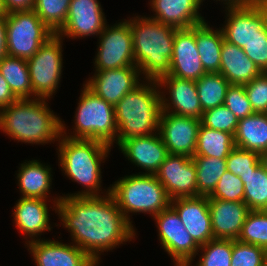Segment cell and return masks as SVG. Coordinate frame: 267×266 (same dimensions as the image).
Instances as JSON below:
<instances>
[{
  "label": "cell",
  "instance_id": "6da1fadb",
  "mask_svg": "<svg viewBox=\"0 0 267 266\" xmlns=\"http://www.w3.org/2000/svg\"><path fill=\"white\" fill-rule=\"evenodd\" d=\"M60 224L70 233L71 243L81 248L97 265L104 252L136 239L137 229L124 217L111 194L62 196L57 205ZM102 253V254H101Z\"/></svg>",
  "mask_w": 267,
  "mask_h": 266
},
{
  "label": "cell",
  "instance_id": "7a4b0ae2",
  "mask_svg": "<svg viewBox=\"0 0 267 266\" xmlns=\"http://www.w3.org/2000/svg\"><path fill=\"white\" fill-rule=\"evenodd\" d=\"M58 144V145H57ZM58 166L64 176L83 188L75 193L63 194V196H102L110 194V186L102 188V169L109 157L110 145L93 139H73L61 135L56 143Z\"/></svg>",
  "mask_w": 267,
  "mask_h": 266
},
{
  "label": "cell",
  "instance_id": "3957f363",
  "mask_svg": "<svg viewBox=\"0 0 267 266\" xmlns=\"http://www.w3.org/2000/svg\"><path fill=\"white\" fill-rule=\"evenodd\" d=\"M48 99H18L1 109L0 130L18 143L45 145L59 142L62 118Z\"/></svg>",
  "mask_w": 267,
  "mask_h": 266
},
{
  "label": "cell",
  "instance_id": "277c9868",
  "mask_svg": "<svg viewBox=\"0 0 267 266\" xmlns=\"http://www.w3.org/2000/svg\"><path fill=\"white\" fill-rule=\"evenodd\" d=\"M135 65L144 80H158L170 71L176 28L148 16H129Z\"/></svg>",
  "mask_w": 267,
  "mask_h": 266
},
{
  "label": "cell",
  "instance_id": "5b68a950",
  "mask_svg": "<svg viewBox=\"0 0 267 266\" xmlns=\"http://www.w3.org/2000/svg\"><path fill=\"white\" fill-rule=\"evenodd\" d=\"M117 146L125 139L153 135L159 130L162 111L157 80H145L115 106Z\"/></svg>",
  "mask_w": 267,
  "mask_h": 266
},
{
  "label": "cell",
  "instance_id": "8992f818",
  "mask_svg": "<svg viewBox=\"0 0 267 266\" xmlns=\"http://www.w3.org/2000/svg\"><path fill=\"white\" fill-rule=\"evenodd\" d=\"M110 194L132 226H134L131 219L133 214L144 213L153 218L162 210L167 209L171 202L156 175L138 173L124 175L110 184Z\"/></svg>",
  "mask_w": 267,
  "mask_h": 266
},
{
  "label": "cell",
  "instance_id": "52a82bcc",
  "mask_svg": "<svg viewBox=\"0 0 267 266\" xmlns=\"http://www.w3.org/2000/svg\"><path fill=\"white\" fill-rule=\"evenodd\" d=\"M81 88L72 122L73 131L62 120V135L73 139L99 140L116 147L117 122L114 106L92 92L84 83Z\"/></svg>",
  "mask_w": 267,
  "mask_h": 266
},
{
  "label": "cell",
  "instance_id": "ba28073f",
  "mask_svg": "<svg viewBox=\"0 0 267 266\" xmlns=\"http://www.w3.org/2000/svg\"><path fill=\"white\" fill-rule=\"evenodd\" d=\"M63 41L54 34L27 59L33 98L50 100L57 93L63 78Z\"/></svg>",
  "mask_w": 267,
  "mask_h": 266
},
{
  "label": "cell",
  "instance_id": "9c48e42d",
  "mask_svg": "<svg viewBox=\"0 0 267 266\" xmlns=\"http://www.w3.org/2000/svg\"><path fill=\"white\" fill-rule=\"evenodd\" d=\"M7 55L31 58L51 36V31L34 10L5 14Z\"/></svg>",
  "mask_w": 267,
  "mask_h": 266
},
{
  "label": "cell",
  "instance_id": "30bf717a",
  "mask_svg": "<svg viewBox=\"0 0 267 266\" xmlns=\"http://www.w3.org/2000/svg\"><path fill=\"white\" fill-rule=\"evenodd\" d=\"M118 21L113 25L106 24L98 35L97 51L93 60L94 71L136 66L129 17Z\"/></svg>",
  "mask_w": 267,
  "mask_h": 266
},
{
  "label": "cell",
  "instance_id": "8fae6325",
  "mask_svg": "<svg viewBox=\"0 0 267 266\" xmlns=\"http://www.w3.org/2000/svg\"><path fill=\"white\" fill-rule=\"evenodd\" d=\"M161 248L173 260L174 266L193 264L200 246L187 232L177 212L169 206L153 217Z\"/></svg>",
  "mask_w": 267,
  "mask_h": 266
},
{
  "label": "cell",
  "instance_id": "7c38bea8",
  "mask_svg": "<svg viewBox=\"0 0 267 266\" xmlns=\"http://www.w3.org/2000/svg\"><path fill=\"white\" fill-rule=\"evenodd\" d=\"M225 21L222 29L224 40L244 48L267 25V6L248 4L224 7Z\"/></svg>",
  "mask_w": 267,
  "mask_h": 266
},
{
  "label": "cell",
  "instance_id": "4fadbf2b",
  "mask_svg": "<svg viewBox=\"0 0 267 266\" xmlns=\"http://www.w3.org/2000/svg\"><path fill=\"white\" fill-rule=\"evenodd\" d=\"M58 203L53 200L24 197H20L16 201L12 211L13 222L16 230L25 236L23 237L26 240L24 241L25 244L41 240V235H44V232H51L53 225L49 212L52 209L56 214Z\"/></svg>",
  "mask_w": 267,
  "mask_h": 266
},
{
  "label": "cell",
  "instance_id": "5bb4252c",
  "mask_svg": "<svg viewBox=\"0 0 267 266\" xmlns=\"http://www.w3.org/2000/svg\"><path fill=\"white\" fill-rule=\"evenodd\" d=\"M155 175L170 200L198 196L196 166L192 157L169 154Z\"/></svg>",
  "mask_w": 267,
  "mask_h": 266
},
{
  "label": "cell",
  "instance_id": "9a60e30c",
  "mask_svg": "<svg viewBox=\"0 0 267 266\" xmlns=\"http://www.w3.org/2000/svg\"><path fill=\"white\" fill-rule=\"evenodd\" d=\"M157 82L161 92L162 111L201 119L203 110L194 80L166 74Z\"/></svg>",
  "mask_w": 267,
  "mask_h": 266
},
{
  "label": "cell",
  "instance_id": "2e32d148",
  "mask_svg": "<svg viewBox=\"0 0 267 266\" xmlns=\"http://www.w3.org/2000/svg\"><path fill=\"white\" fill-rule=\"evenodd\" d=\"M99 0H70L66 22L57 33L63 39L96 36L108 23Z\"/></svg>",
  "mask_w": 267,
  "mask_h": 266
},
{
  "label": "cell",
  "instance_id": "e0dca14e",
  "mask_svg": "<svg viewBox=\"0 0 267 266\" xmlns=\"http://www.w3.org/2000/svg\"><path fill=\"white\" fill-rule=\"evenodd\" d=\"M201 120L161 111L159 134L169 154L193 157Z\"/></svg>",
  "mask_w": 267,
  "mask_h": 266
},
{
  "label": "cell",
  "instance_id": "ac0fdd59",
  "mask_svg": "<svg viewBox=\"0 0 267 266\" xmlns=\"http://www.w3.org/2000/svg\"><path fill=\"white\" fill-rule=\"evenodd\" d=\"M142 79V80H141ZM144 81L137 66L94 71L84 84L100 98L115 106L128 92Z\"/></svg>",
  "mask_w": 267,
  "mask_h": 266
},
{
  "label": "cell",
  "instance_id": "d6986e66",
  "mask_svg": "<svg viewBox=\"0 0 267 266\" xmlns=\"http://www.w3.org/2000/svg\"><path fill=\"white\" fill-rule=\"evenodd\" d=\"M25 248L32 255L35 266H99L71 242L67 244L44 237L25 244Z\"/></svg>",
  "mask_w": 267,
  "mask_h": 266
},
{
  "label": "cell",
  "instance_id": "ffe728a7",
  "mask_svg": "<svg viewBox=\"0 0 267 266\" xmlns=\"http://www.w3.org/2000/svg\"><path fill=\"white\" fill-rule=\"evenodd\" d=\"M117 148L129 163L137 166L138 170L139 168L143 170L138 174L155 175L169 155L159 132L153 135L125 139Z\"/></svg>",
  "mask_w": 267,
  "mask_h": 266
},
{
  "label": "cell",
  "instance_id": "44dd1931",
  "mask_svg": "<svg viewBox=\"0 0 267 266\" xmlns=\"http://www.w3.org/2000/svg\"><path fill=\"white\" fill-rule=\"evenodd\" d=\"M168 74L194 81L206 74L195 42V26L176 28Z\"/></svg>",
  "mask_w": 267,
  "mask_h": 266
},
{
  "label": "cell",
  "instance_id": "7402d4cb",
  "mask_svg": "<svg viewBox=\"0 0 267 266\" xmlns=\"http://www.w3.org/2000/svg\"><path fill=\"white\" fill-rule=\"evenodd\" d=\"M170 206L177 212L185 229L199 246L214 239L208 197L177 198L171 200Z\"/></svg>",
  "mask_w": 267,
  "mask_h": 266
},
{
  "label": "cell",
  "instance_id": "603a6c76",
  "mask_svg": "<svg viewBox=\"0 0 267 266\" xmlns=\"http://www.w3.org/2000/svg\"><path fill=\"white\" fill-rule=\"evenodd\" d=\"M214 239L238 240L250 209L243 201H226L208 196Z\"/></svg>",
  "mask_w": 267,
  "mask_h": 266
},
{
  "label": "cell",
  "instance_id": "cb8c5ba5",
  "mask_svg": "<svg viewBox=\"0 0 267 266\" xmlns=\"http://www.w3.org/2000/svg\"><path fill=\"white\" fill-rule=\"evenodd\" d=\"M148 3L153 13L147 15L149 18L177 29L190 28L206 21L200 13L202 0H149Z\"/></svg>",
  "mask_w": 267,
  "mask_h": 266
},
{
  "label": "cell",
  "instance_id": "d4e9b609",
  "mask_svg": "<svg viewBox=\"0 0 267 266\" xmlns=\"http://www.w3.org/2000/svg\"><path fill=\"white\" fill-rule=\"evenodd\" d=\"M40 159L25 160L19 164L16 175L20 197L39 198L60 202L62 195H51L53 167ZM42 162V163H41ZM50 197H52L50 199ZM49 198V199H48Z\"/></svg>",
  "mask_w": 267,
  "mask_h": 266
},
{
  "label": "cell",
  "instance_id": "484cf974",
  "mask_svg": "<svg viewBox=\"0 0 267 266\" xmlns=\"http://www.w3.org/2000/svg\"><path fill=\"white\" fill-rule=\"evenodd\" d=\"M219 73L230 85H245L262 73L242 48L223 41Z\"/></svg>",
  "mask_w": 267,
  "mask_h": 266
},
{
  "label": "cell",
  "instance_id": "4316f807",
  "mask_svg": "<svg viewBox=\"0 0 267 266\" xmlns=\"http://www.w3.org/2000/svg\"><path fill=\"white\" fill-rule=\"evenodd\" d=\"M223 41L220 27L214 29L207 20L195 25V42L206 73L219 72Z\"/></svg>",
  "mask_w": 267,
  "mask_h": 266
},
{
  "label": "cell",
  "instance_id": "83f0119b",
  "mask_svg": "<svg viewBox=\"0 0 267 266\" xmlns=\"http://www.w3.org/2000/svg\"><path fill=\"white\" fill-rule=\"evenodd\" d=\"M234 143L235 147L259 154L267 150V113H254L238 120Z\"/></svg>",
  "mask_w": 267,
  "mask_h": 266
},
{
  "label": "cell",
  "instance_id": "f1b7e54d",
  "mask_svg": "<svg viewBox=\"0 0 267 266\" xmlns=\"http://www.w3.org/2000/svg\"><path fill=\"white\" fill-rule=\"evenodd\" d=\"M0 73L18 99H33L27 59L4 56L0 60Z\"/></svg>",
  "mask_w": 267,
  "mask_h": 266
},
{
  "label": "cell",
  "instance_id": "f546056e",
  "mask_svg": "<svg viewBox=\"0 0 267 266\" xmlns=\"http://www.w3.org/2000/svg\"><path fill=\"white\" fill-rule=\"evenodd\" d=\"M234 147L232 134L200 125L194 156L226 159Z\"/></svg>",
  "mask_w": 267,
  "mask_h": 266
},
{
  "label": "cell",
  "instance_id": "4dcf8cb0",
  "mask_svg": "<svg viewBox=\"0 0 267 266\" xmlns=\"http://www.w3.org/2000/svg\"><path fill=\"white\" fill-rule=\"evenodd\" d=\"M196 166L198 196H210L221 176L227 171L226 159L193 156Z\"/></svg>",
  "mask_w": 267,
  "mask_h": 266
},
{
  "label": "cell",
  "instance_id": "1f68e13d",
  "mask_svg": "<svg viewBox=\"0 0 267 266\" xmlns=\"http://www.w3.org/2000/svg\"><path fill=\"white\" fill-rule=\"evenodd\" d=\"M195 84L203 112L224 105L230 83L222 74L206 73Z\"/></svg>",
  "mask_w": 267,
  "mask_h": 266
},
{
  "label": "cell",
  "instance_id": "d6a6232c",
  "mask_svg": "<svg viewBox=\"0 0 267 266\" xmlns=\"http://www.w3.org/2000/svg\"><path fill=\"white\" fill-rule=\"evenodd\" d=\"M244 184V202L250 210H267V172L262 164L239 176Z\"/></svg>",
  "mask_w": 267,
  "mask_h": 266
},
{
  "label": "cell",
  "instance_id": "836d02e7",
  "mask_svg": "<svg viewBox=\"0 0 267 266\" xmlns=\"http://www.w3.org/2000/svg\"><path fill=\"white\" fill-rule=\"evenodd\" d=\"M232 252L233 240L212 239L200 246L196 254L199 257L196 264L187 266H230Z\"/></svg>",
  "mask_w": 267,
  "mask_h": 266
},
{
  "label": "cell",
  "instance_id": "e575fe53",
  "mask_svg": "<svg viewBox=\"0 0 267 266\" xmlns=\"http://www.w3.org/2000/svg\"><path fill=\"white\" fill-rule=\"evenodd\" d=\"M70 0H35L33 10L42 22L57 34L66 22Z\"/></svg>",
  "mask_w": 267,
  "mask_h": 266
},
{
  "label": "cell",
  "instance_id": "d590c367",
  "mask_svg": "<svg viewBox=\"0 0 267 266\" xmlns=\"http://www.w3.org/2000/svg\"><path fill=\"white\" fill-rule=\"evenodd\" d=\"M238 241L267 250V210H250L246 216Z\"/></svg>",
  "mask_w": 267,
  "mask_h": 266
},
{
  "label": "cell",
  "instance_id": "8d00e7d4",
  "mask_svg": "<svg viewBox=\"0 0 267 266\" xmlns=\"http://www.w3.org/2000/svg\"><path fill=\"white\" fill-rule=\"evenodd\" d=\"M266 264V249L233 240V252L230 266H266Z\"/></svg>",
  "mask_w": 267,
  "mask_h": 266
},
{
  "label": "cell",
  "instance_id": "74e56055",
  "mask_svg": "<svg viewBox=\"0 0 267 266\" xmlns=\"http://www.w3.org/2000/svg\"><path fill=\"white\" fill-rule=\"evenodd\" d=\"M200 120L202 126L228 132L233 136L238 125V119L225 105L203 112Z\"/></svg>",
  "mask_w": 267,
  "mask_h": 266
},
{
  "label": "cell",
  "instance_id": "f35d334b",
  "mask_svg": "<svg viewBox=\"0 0 267 266\" xmlns=\"http://www.w3.org/2000/svg\"><path fill=\"white\" fill-rule=\"evenodd\" d=\"M227 171L243 176L261 164L260 154L255 151L234 147L226 158Z\"/></svg>",
  "mask_w": 267,
  "mask_h": 266
},
{
  "label": "cell",
  "instance_id": "ab89813d",
  "mask_svg": "<svg viewBox=\"0 0 267 266\" xmlns=\"http://www.w3.org/2000/svg\"><path fill=\"white\" fill-rule=\"evenodd\" d=\"M209 197L232 202H244V184L239 176L226 171Z\"/></svg>",
  "mask_w": 267,
  "mask_h": 266
},
{
  "label": "cell",
  "instance_id": "60d3db41",
  "mask_svg": "<svg viewBox=\"0 0 267 266\" xmlns=\"http://www.w3.org/2000/svg\"><path fill=\"white\" fill-rule=\"evenodd\" d=\"M224 105L236 116L238 120L254 114L244 85H230L226 92Z\"/></svg>",
  "mask_w": 267,
  "mask_h": 266
},
{
  "label": "cell",
  "instance_id": "b9f144b4",
  "mask_svg": "<svg viewBox=\"0 0 267 266\" xmlns=\"http://www.w3.org/2000/svg\"><path fill=\"white\" fill-rule=\"evenodd\" d=\"M244 87L254 113H267V72H262Z\"/></svg>",
  "mask_w": 267,
  "mask_h": 266
},
{
  "label": "cell",
  "instance_id": "7bdbcfd3",
  "mask_svg": "<svg viewBox=\"0 0 267 266\" xmlns=\"http://www.w3.org/2000/svg\"><path fill=\"white\" fill-rule=\"evenodd\" d=\"M262 72H267V25L243 48Z\"/></svg>",
  "mask_w": 267,
  "mask_h": 266
},
{
  "label": "cell",
  "instance_id": "ee69618b",
  "mask_svg": "<svg viewBox=\"0 0 267 266\" xmlns=\"http://www.w3.org/2000/svg\"><path fill=\"white\" fill-rule=\"evenodd\" d=\"M5 14L33 10L35 0H2Z\"/></svg>",
  "mask_w": 267,
  "mask_h": 266
},
{
  "label": "cell",
  "instance_id": "f6af8a7d",
  "mask_svg": "<svg viewBox=\"0 0 267 266\" xmlns=\"http://www.w3.org/2000/svg\"><path fill=\"white\" fill-rule=\"evenodd\" d=\"M16 100H18V98L13 94L10 86L0 73V109L8 107Z\"/></svg>",
  "mask_w": 267,
  "mask_h": 266
},
{
  "label": "cell",
  "instance_id": "bcb514c9",
  "mask_svg": "<svg viewBox=\"0 0 267 266\" xmlns=\"http://www.w3.org/2000/svg\"><path fill=\"white\" fill-rule=\"evenodd\" d=\"M7 55V35L5 14L0 15V60Z\"/></svg>",
  "mask_w": 267,
  "mask_h": 266
},
{
  "label": "cell",
  "instance_id": "7dc6e473",
  "mask_svg": "<svg viewBox=\"0 0 267 266\" xmlns=\"http://www.w3.org/2000/svg\"><path fill=\"white\" fill-rule=\"evenodd\" d=\"M213 1H216V3L218 1L221 2V4H223V7L244 6L252 4V0H213Z\"/></svg>",
  "mask_w": 267,
  "mask_h": 266
},
{
  "label": "cell",
  "instance_id": "c3c4849f",
  "mask_svg": "<svg viewBox=\"0 0 267 266\" xmlns=\"http://www.w3.org/2000/svg\"><path fill=\"white\" fill-rule=\"evenodd\" d=\"M260 160H261V164L263 165V167L265 168L267 172V150H265L264 152L260 154Z\"/></svg>",
  "mask_w": 267,
  "mask_h": 266
},
{
  "label": "cell",
  "instance_id": "681fc988",
  "mask_svg": "<svg viewBox=\"0 0 267 266\" xmlns=\"http://www.w3.org/2000/svg\"><path fill=\"white\" fill-rule=\"evenodd\" d=\"M252 4L267 6V0H252Z\"/></svg>",
  "mask_w": 267,
  "mask_h": 266
},
{
  "label": "cell",
  "instance_id": "f907efd6",
  "mask_svg": "<svg viewBox=\"0 0 267 266\" xmlns=\"http://www.w3.org/2000/svg\"><path fill=\"white\" fill-rule=\"evenodd\" d=\"M3 14H5V10L2 4V0H0V15H3Z\"/></svg>",
  "mask_w": 267,
  "mask_h": 266
}]
</instances>
